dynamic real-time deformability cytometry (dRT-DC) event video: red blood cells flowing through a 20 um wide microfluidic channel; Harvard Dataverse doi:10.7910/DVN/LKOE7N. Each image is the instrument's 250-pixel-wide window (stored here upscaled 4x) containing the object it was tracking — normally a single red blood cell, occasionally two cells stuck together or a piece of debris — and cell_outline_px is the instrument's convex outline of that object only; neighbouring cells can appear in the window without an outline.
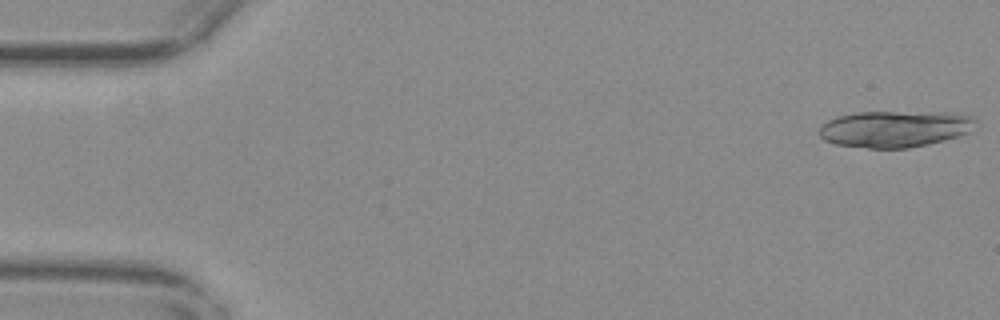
{"species": "common noctule bat (a hibernating species)", "species_latin": "Nyctalus noctula", "temperature_condition": "warm", "stored_images_in_passage": 18, "camera_frame_rate_fps": 3000, "um_per_image_px": 0.085, "animal": {"sex": "female", "body_mass_g": 29.2, "forearm_length_mm": 56.3}, "frame": {"image": 1, "passage_image": 1, "time_ms": 0.0, "image_size_px": [1000, 320], "cell_outline_px": [[976, 120], [968, 132], [956, 136], [928, 144], [908, 148], [868, 148], [836, 144], [824, 140], [820, 136], [820, 128], [828, 120], [836, 116], [856, 112], [952, 112], [972, 116]], "centroid_in_image_um": [76.04, 10.94], "position_along_channel_um": 9.0, "area_um2": 33.12}}